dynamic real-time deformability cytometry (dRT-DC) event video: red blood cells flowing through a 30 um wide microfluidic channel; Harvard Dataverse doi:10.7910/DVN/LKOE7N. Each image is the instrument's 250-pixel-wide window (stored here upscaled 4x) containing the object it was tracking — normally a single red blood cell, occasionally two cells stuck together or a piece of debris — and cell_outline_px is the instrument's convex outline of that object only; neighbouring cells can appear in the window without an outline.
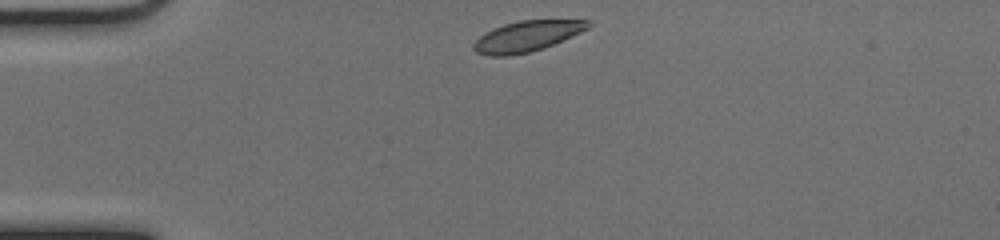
{"species": "common noctule bat (a hibernating species)", "species_latin": "Nyctalus noctula", "temperature_condition": "cold", "stored_images_in_passage": 40, "camera_frame_rate_fps": 3000, "um_per_image_px": 0.085, "animal": {"sex": "female", "body_mass_g": 17.0, "forearm_length_mm": 48.0}, "frame": {"image": 1, "passage_image": 1, "time_ms": 0.0, "image_size_px": [1000, 240], "cell_outline_px": [[592, 24], [588, 28], [580, 32], [544, 48], [528, 52], [508, 56], [488, 56], [476, 52], [472, 48], [472, 44], [484, 32], [492, 28], [504, 24], [520, 20], [588, 20]], "centroid_in_image_um": [44.74, 3.08], "position_along_channel_um": 40.3, "area_um2": 20.4}}
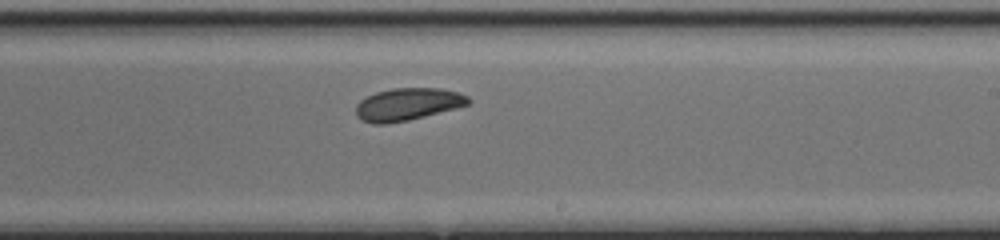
{"frame": {"image": 2, "passage_image": 20, "time_ms": 6.333, "image_size_px": [1000, 240], "cell_outline_px": [[472, 100], [468, 104], [456, 108], [408, 120], [384, 124], [372, 124], [360, 120], [356, 116], [356, 104], [360, 100], [376, 92], [392, 88], [440, 88], [460, 92], [468, 96]], "centroid_in_image_um": [34.64, 8.86], "position_along_channel_um": 254.4, "area_um2": 21.33}}
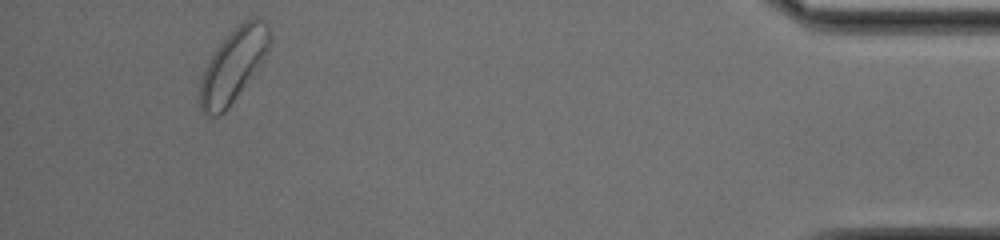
{"frame": {"image": 3, "passage_image": 37, "time_ms": 12.0, "image_size_px": [1000, 240], "cell_outline_px": [[272, 40], [264, 56], [228, 108], [220, 116], [212, 116], [204, 112], [200, 108], [200, 80], [204, 68], [216, 48], [224, 36], [244, 20], [252, 16], [260, 16], [268, 24], [272, 36]], "centroid_in_image_um": [19.83, 5.48], "position_along_channel_um": 415.4, "area_um2": 29.42}, "authors_computed_cell_mechanics": {"area_um2": 21.5016, "velocity_mm_per_s": 3.9754, "shape_relaxation_time_tau1_ms": 2.4048, "shape_relaxation_time_tau2_ms": null, "deformation_change_tau1": 0.0758, "deformation_change_tau2": null}}